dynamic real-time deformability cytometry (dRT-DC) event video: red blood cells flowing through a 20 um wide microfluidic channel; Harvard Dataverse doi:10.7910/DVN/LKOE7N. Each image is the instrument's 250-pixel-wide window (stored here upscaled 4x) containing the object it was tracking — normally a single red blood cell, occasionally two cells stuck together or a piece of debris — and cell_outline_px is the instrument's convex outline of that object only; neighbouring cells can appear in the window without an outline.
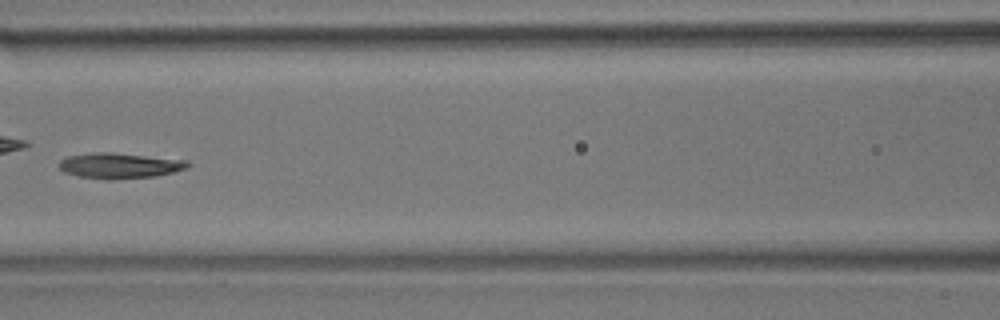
{"species": "common noctule bat (a hibernating species)", "species_latin": "Nyctalus noctula", "temperature_condition": "room temperature", "stored_images_in_passage": 7, "camera_frame_rate_fps": 3000, "um_per_image_px": 0.085, "animal": {"sex": "male", "body_mass_g": 17.9}, "frame": {"image": 1, "passage_image": 6, "time_ms": 1.667, "image_size_px": [1000, 320], "cell_outline_px": [[192, 164], [184, 168], [172, 172], [156, 176], [108, 180], [80, 176], [64, 172], [60, 168], [60, 160], [68, 156], [92, 152], [112, 152], [188, 160]], "centroid_in_image_um": [10.17, 14.07], "position_along_channel_um": 156.4, "area_um2": 19.07}}
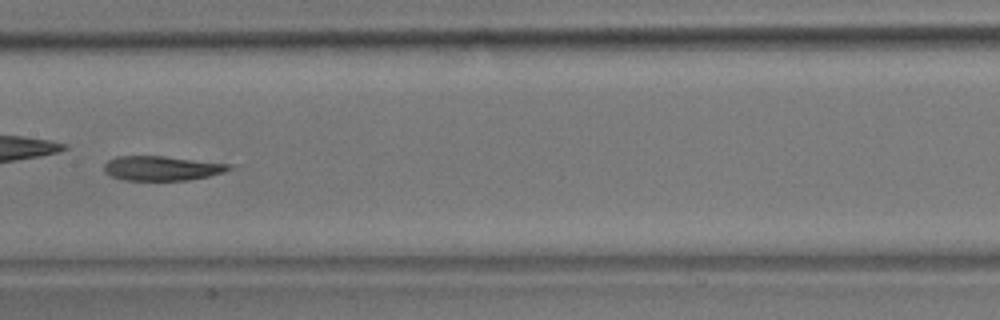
{"frame": {"image": 2, "passage_image": 7, "time_ms": 2.0, "image_size_px": [1000, 320], "cell_outline_px": [[232, 168], [224, 172], [208, 176], [188, 180], [124, 180], [112, 176], [104, 172], [104, 164], [108, 160], [116, 156], [164, 156], [232, 164]], "centroid_in_image_um": [13.75, 14.29], "position_along_channel_um": 193.7, "area_um2": 17.86}}